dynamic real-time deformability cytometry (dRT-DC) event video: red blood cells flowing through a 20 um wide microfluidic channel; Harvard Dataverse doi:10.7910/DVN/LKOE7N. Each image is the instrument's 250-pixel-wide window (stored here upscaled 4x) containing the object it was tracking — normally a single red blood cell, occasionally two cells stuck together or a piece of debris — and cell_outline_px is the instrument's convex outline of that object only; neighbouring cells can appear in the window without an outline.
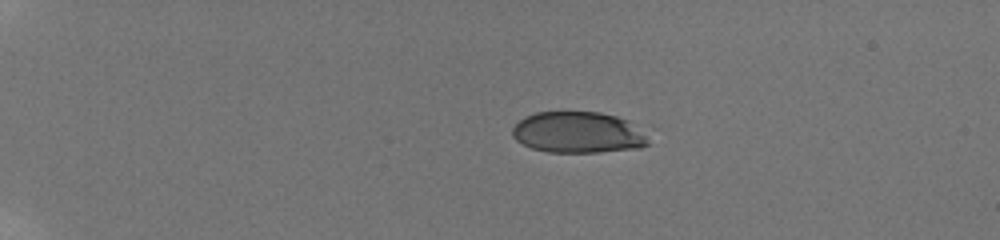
{"species": "human", "species_latin": "Homo sapiens", "temperature_condition": "room temperature", "stored_images_in_passage": 7, "camera_frame_rate_fps": 3000, "um_per_image_px": 0.085, "donor": {"sex": "male"}, "frame": {"image": 1, "passage_image": 1, "time_ms": 0.0, "image_size_px": [1000, 240], "cell_outline_px": [[648, 144], [640, 148], [600, 152], [548, 152], [532, 148], [516, 140], [512, 136], [512, 128], [524, 116], [536, 112], [600, 112], [616, 116], [628, 120], [648, 132]], "centroid_in_image_um": [49.18, 11.25], "position_along_channel_um": 35.8, "area_um2": 33.0}}
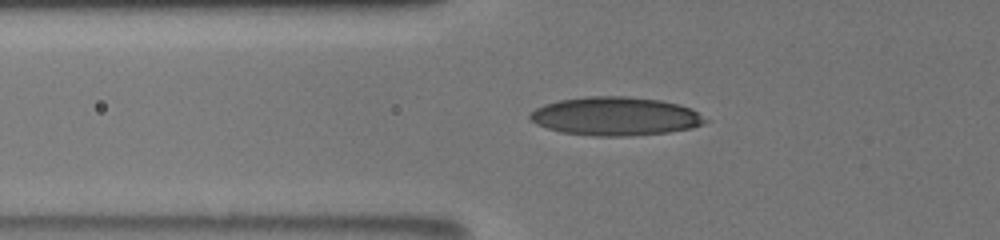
{"frame": {"image": 2, "passage_image": 6, "time_ms": 3.333, "image_size_px": [1000, 240], "cell_outline_px": [[708, 120], [704, 124], [692, 128], [668, 132], [628, 136], [592, 136], [560, 132], [536, 124], [528, 116], [536, 108], [544, 104], [560, 100], [584, 96], [628, 96], [660, 100], [680, 104], [692, 108]], "centroid_in_image_um": [52.33, 9.88], "position_along_channel_um": 73.5, "area_um2": 39.54}}